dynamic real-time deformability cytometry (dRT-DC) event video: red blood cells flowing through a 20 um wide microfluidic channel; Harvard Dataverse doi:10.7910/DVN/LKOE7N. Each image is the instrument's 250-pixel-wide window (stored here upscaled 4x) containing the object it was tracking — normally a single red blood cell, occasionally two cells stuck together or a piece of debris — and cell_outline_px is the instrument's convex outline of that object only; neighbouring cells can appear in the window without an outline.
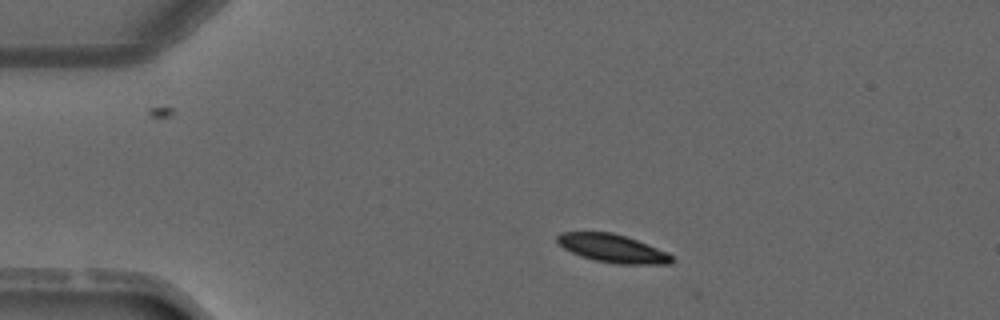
{"species": "common noctule bat (a hibernating species)", "species_latin": "Nyctalus noctula", "temperature_condition": "warm", "stored_images_in_passage": 2, "camera_frame_rate_fps": 3000, "um_per_image_px": 0.085, "animal": {"sex": "male", "forearm_length_mm": 52.5}, "frame": {"image": 1, "passage_image": 1, "time_ms": 0.0, "image_size_px": [1000, 320], "cell_outline_px": [[672, 260], [668, 264], [616, 264], [596, 260], [580, 256], [564, 248], [556, 240], [556, 236], [560, 232], [612, 232], [636, 240], [668, 252], [672, 256]], "centroid_in_image_um": [52.05, 21.11], "position_along_channel_um": 33.0, "area_um2": 18.61}}